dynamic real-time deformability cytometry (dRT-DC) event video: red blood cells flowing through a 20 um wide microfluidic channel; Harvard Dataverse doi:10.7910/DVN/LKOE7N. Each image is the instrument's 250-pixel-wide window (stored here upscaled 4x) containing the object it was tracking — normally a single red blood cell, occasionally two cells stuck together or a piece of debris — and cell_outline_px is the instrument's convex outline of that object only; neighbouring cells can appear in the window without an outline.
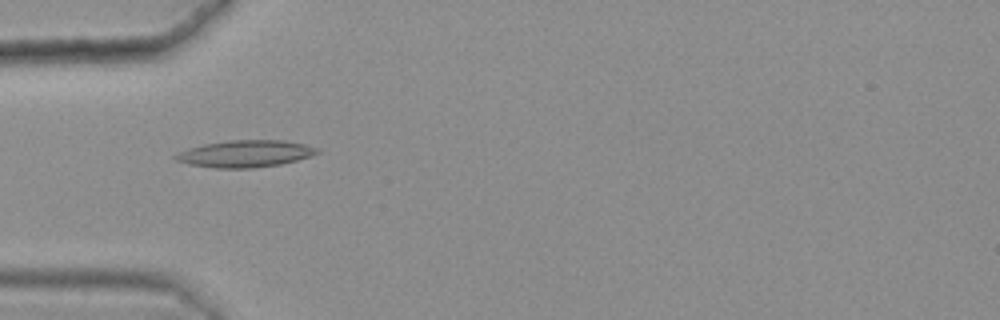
{"species": "common noctule bat (a hibernating species)", "species_latin": "Nyctalus noctula", "temperature_condition": "warm", "stored_images_in_passage": 50, "camera_frame_rate_fps": 3000, "um_per_image_px": 0.085, "animal": {"sex": "female", "body_mass_g": 25.1}, "frame": {"image": 1, "passage_image": 18, "time_ms": 5.667, "image_size_px": [1000, 320], "cell_outline_px": [[320, 152], [312, 156], [280, 164], [252, 168], [216, 168], [188, 164], [176, 160], [172, 156], [176, 152], [188, 148], [204, 144], [228, 140], [284, 140], [304, 144], [320, 148]], "centroid_in_image_um": [20.84, 13.06], "position_along_channel_um": 64.2, "area_um2": 22.37}}
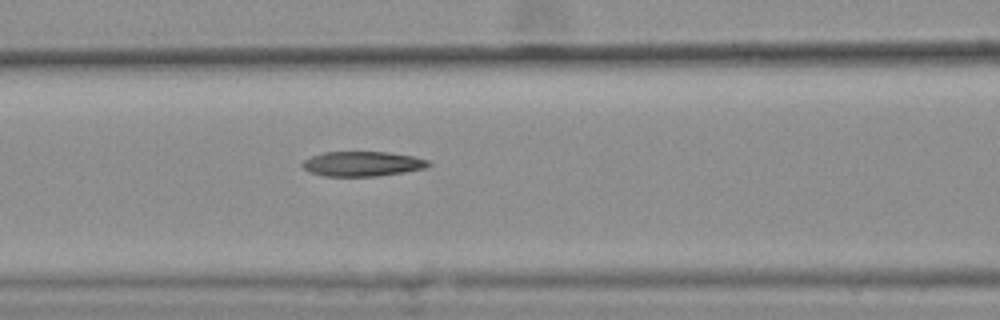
{"frame": {"image": 2, "passage_image": 24, "time_ms": 7.667, "image_size_px": [1000, 320], "cell_outline_px": [[432, 164], [424, 168], [404, 172], [380, 176], [324, 176], [308, 172], [300, 164], [304, 160], [312, 156], [324, 152], [388, 152], [412, 156], [428, 160]], "centroid_in_image_um": [30.78, 13.93], "position_along_channel_um": 135.8, "area_um2": 18.26}}
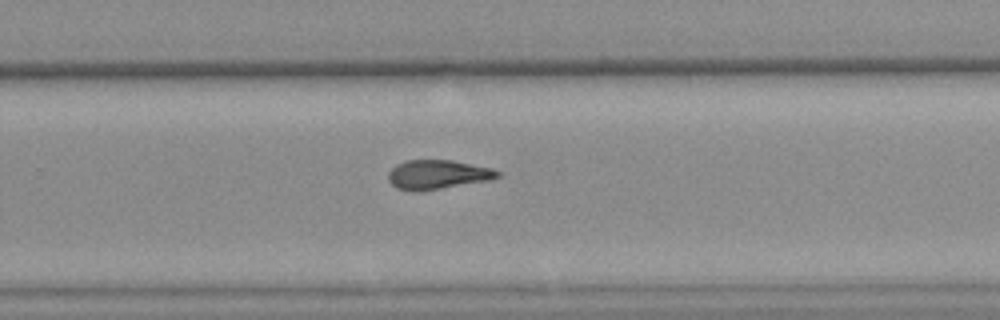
{"frame": {"image": 3, "passage_image": 37, "time_ms": 12.0, "image_size_px": [1000, 320], "cell_outline_px": [[500, 176], [488, 180], [420, 192], [412, 192], [396, 188], [388, 180], [388, 172], [396, 164], [404, 160], [452, 160], [492, 168], [500, 172]], "centroid_in_image_um": [37.15, 14.84], "position_along_channel_um": 292.7, "area_um2": 18.73}, "authors_computed_cell_mechanics": {"area_um2": 19.2185, "velocity_mm_per_s": 3.628, "shape_relaxation_time_tau1_ms": null, "shape_relaxation_time_tau2_ms": 4.8788, "deformation_change_tau1": null, "deformation_change_tau2": 0.1554}}